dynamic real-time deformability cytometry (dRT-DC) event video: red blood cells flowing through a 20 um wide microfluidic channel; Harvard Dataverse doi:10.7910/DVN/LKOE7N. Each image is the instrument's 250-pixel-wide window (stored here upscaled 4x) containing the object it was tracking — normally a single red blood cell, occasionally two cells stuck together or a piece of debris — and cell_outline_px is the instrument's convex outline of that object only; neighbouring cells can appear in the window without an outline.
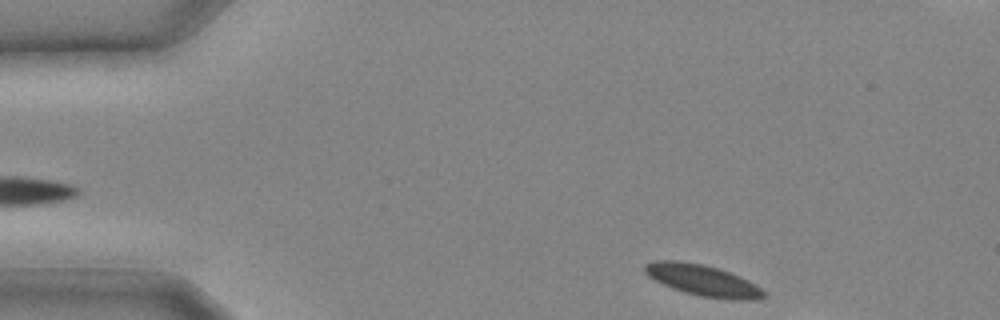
{"species": "common noctule bat (a hibernating species)", "species_latin": "Nyctalus noctula", "temperature_condition": "cold", "stored_images_in_passage": 5, "camera_frame_rate_fps": 3000, "um_per_image_px": 0.085, "animal": {"sex": "male", "body_mass_g": 20.4}, "frame": {"image": 1, "passage_image": 1, "time_ms": 0.0, "image_size_px": [1000, 320], "cell_outline_px": [[764, 296], [700, 296], [684, 292], [672, 288], [648, 276], [644, 272], [644, 264], [652, 260], [676, 260], [704, 264], [728, 272], [760, 288], [764, 292]], "centroid_in_image_um": [59.46, 23.73], "position_along_channel_um": 25.5, "area_um2": 20.0}}